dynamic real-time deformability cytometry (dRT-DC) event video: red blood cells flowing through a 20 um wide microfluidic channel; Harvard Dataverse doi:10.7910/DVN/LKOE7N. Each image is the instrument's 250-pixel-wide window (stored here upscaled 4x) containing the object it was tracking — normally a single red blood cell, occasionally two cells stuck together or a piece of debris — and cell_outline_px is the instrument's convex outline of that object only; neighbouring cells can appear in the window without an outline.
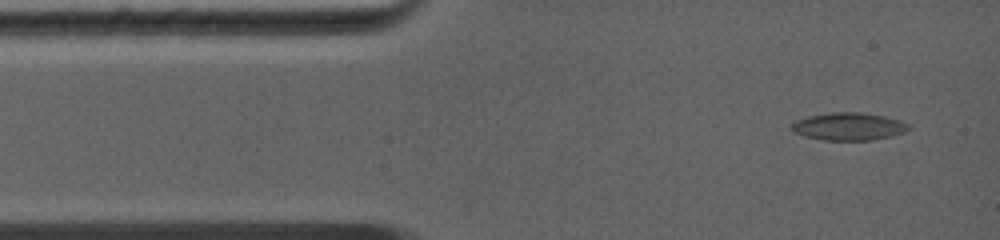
{"species": "common noctule bat (a hibernating species)", "species_latin": "Nyctalus noctula", "temperature_condition": "warm", "stored_images_in_passage": 5, "camera_frame_rate_fps": 5000, "um_per_image_px": 0.085, "animal": {"sex": "female", "body_mass_g": 19.0, "forearm_length_mm": 56.7}, "frame": {"image": 1, "passage_image": 1, "time_ms": 0.0, "image_size_px": [1000, 240], "cell_outline_px": [[912, 128], [904, 132], [892, 136], [872, 140], [824, 140], [804, 136], [792, 132], [792, 124], [796, 120], [808, 116], [832, 112], [860, 112], [884, 116], [900, 120], [908, 124]], "centroid_in_image_um": [72.15, 10.75], "position_along_channel_um": 12.9, "area_um2": 18.9}}
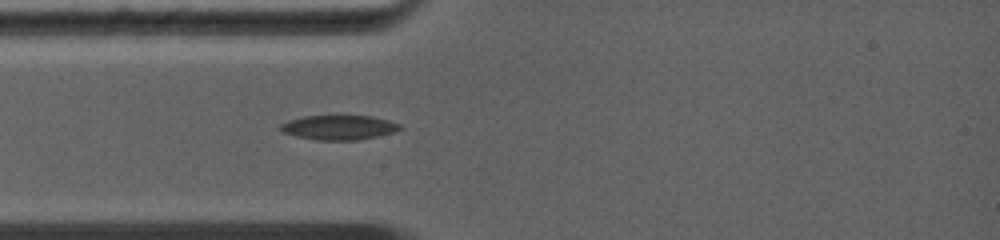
{"frame": {"image": 2, "passage_image": 4, "time_ms": 2.2, "image_size_px": [1000, 240], "cell_outline_px": [[400, 128], [392, 132], [380, 136], [356, 140], [316, 140], [296, 136], [284, 132], [280, 128], [280, 124], [288, 120], [304, 116], [340, 112], [372, 116], [388, 120], [400, 124]], "centroid_in_image_um": [28.79, 10.77], "position_along_channel_um": 56.2, "area_um2": 17.92}}
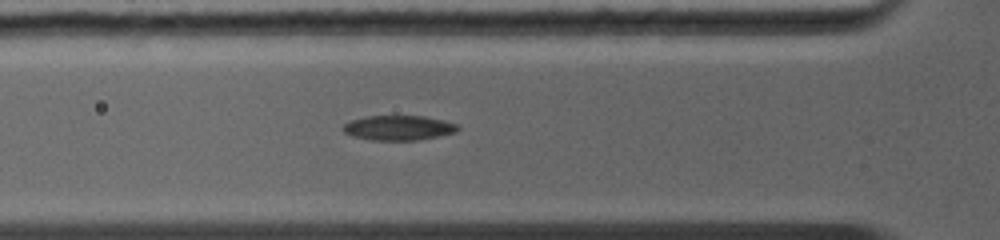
{"frame": {"image": 3, "passage_image": 5, "time_ms": 3.0, "image_size_px": [1000, 240], "cell_outline_px": [[460, 128], [456, 132], [416, 140], [372, 140], [352, 136], [344, 132], [340, 128], [344, 124], [352, 120], [368, 116], [424, 116], [444, 120], [460, 124]], "centroid_in_image_um": [33.89, 10.86], "position_along_channel_um": 91.9, "area_um2": 16.59}}